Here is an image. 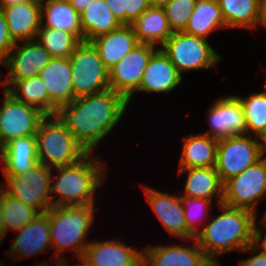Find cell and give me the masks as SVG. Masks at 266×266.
Returning <instances> with one entry per match:
<instances>
[{"instance_id":"obj_51","label":"cell","mask_w":266,"mask_h":266,"mask_svg":"<svg viewBox=\"0 0 266 266\" xmlns=\"http://www.w3.org/2000/svg\"><path fill=\"white\" fill-rule=\"evenodd\" d=\"M3 74L4 73H2V71L0 70V81H1L0 86L1 85L4 86V80L2 79V77L4 78V75Z\"/></svg>"},{"instance_id":"obj_2","label":"cell","mask_w":266,"mask_h":266,"mask_svg":"<svg viewBox=\"0 0 266 266\" xmlns=\"http://www.w3.org/2000/svg\"><path fill=\"white\" fill-rule=\"evenodd\" d=\"M221 211L208 220L194 238L206 257L216 266L217 256L226 252H241L255 242L258 216L246 209L218 205Z\"/></svg>"},{"instance_id":"obj_26","label":"cell","mask_w":266,"mask_h":266,"mask_svg":"<svg viewBox=\"0 0 266 266\" xmlns=\"http://www.w3.org/2000/svg\"><path fill=\"white\" fill-rule=\"evenodd\" d=\"M41 20V27L72 33L80 41H84L80 14L69 0H41Z\"/></svg>"},{"instance_id":"obj_43","label":"cell","mask_w":266,"mask_h":266,"mask_svg":"<svg viewBox=\"0 0 266 266\" xmlns=\"http://www.w3.org/2000/svg\"><path fill=\"white\" fill-rule=\"evenodd\" d=\"M92 1L94 0H69L79 14L84 11Z\"/></svg>"},{"instance_id":"obj_10","label":"cell","mask_w":266,"mask_h":266,"mask_svg":"<svg viewBox=\"0 0 266 266\" xmlns=\"http://www.w3.org/2000/svg\"><path fill=\"white\" fill-rule=\"evenodd\" d=\"M51 174V168L38 163L23 175L4 176L6 185L0 186L9 196L37 209L40 213H45L52 207Z\"/></svg>"},{"instance_id":"obj_8","label":"cell","mask_w":266,"mask_h":266,"mask_svg":"<svg viewBox=\"0 0 266 266\" xmlns=\"http://www.w3.org/2000/svg\"><path fill=\"white\" fill-rule=\"evenodd\" d=\"M266 195V158L223 183L222 204L246 209L258 216L259 200Z\"/></svg>"},{"instance_id":"obj_18","label":"cell","mask_w":266,"mask_h":266,"mask_svg":"<svg viewBox=\"0 0 266 266\" xmlns=\"http://www.w3.org/2000/svg\"><path fill=\"white\" fill-rule=\"evenodd\" d=\"M86 247L81 259L91 266H142V249L127 246L123 241L93 239Z\"/></svg>"},{"instance_id":"obj_14","label":"cell","mask_w":266,"mask_h":266,"mask_svg":"<svg viewBox=\"0 0 266 266\" xmlns=\"http://www.w3.org/2000/svg\"><path fill=\"white\" fill-rule=\"evenodd\" d=\"M146 200L166 231L181 240L195 237L187 230L180 195L162 192L143 184Z\"/></svg>"},{"instance_id":"obj_24","label":"cell","mask_w":266,"mask_h":266,"mask_svg":"<svg viewBox=\"0 0 266 266\" xmlns=\"http://www.w3.org/2000/svg\"><path fill=\"white\" fill-rule=\"evenodd\" d=\"M217 147L218 139L203 132L183 137L178 168L215 167Z\"/></svg>"},{"instance_id":"obj_46","label":"cell","mask_w":266,"mask_h":266,"mask_svg":"<svg viewBox=\"0 0 266 266\" xmlns=\"http://www.w3.org/2000/svg\"><path fill=\"white\" fill-rule=\"evenodd\" d=\"M172 0H149L151 6L155 7H165L167 4H169Z\"/></svg>"},{"instance_id":"obj_38","label":"cell","mask_w":266,"mask_h":266,"mask_svg":"<svg viewBox=\"0 0 266 266\" xmlns=\"http://www.w3.org/2000/svg\"><path fill=\"white\" fill-rule=\"evenodd\" d=\"M241 252H248L254 255L252 257L250 256L246 259L240 260L238 266H266V251L256 242L250 244Z\"/></svg>"},{"instance_id":"obj_41","label":"cell","mask_w":266,"mask_h":266,"mask_svg":"<svg viewBox=\"0 0 266 266\" xmlns=\"http://www.w3.org/2000/svg\"><path fill=\"white\" fill-rule=\"evenodd\" d=\"M261 225L260 227L263 226L266 227V224L265 223H262L260 220L258 221ZM259 225L257 226V223H256V236H255V242L261 247L263 248L265 251H266V233L265 235L263 236V232H262V229L259 227Z\"/></svg>"},{"instance_id":"obj_9","label":"cell","mask_w":266,"mask_h":266,"mask_svg":"<svg viewBox=\"0 0 266 266\" xmlns=\"http://www.w3.org/2000/svg\"><path fill=\"white\" fill-rule=\"evenodd\" d=\"M262 158L258 137L248 134L218 139L216 171L222 183Z\"/></svg>"},{"instance_id":"obj_34","label":"cell","mask_w":266,"mask_h":266,"mask_svg":"<svg viewBox=\"0 0 266 266\" xmlns=\"http://www.w3.org/2000/svg\"><path fill=\"white\" fill-rule=\"evenodd\" d=\"M0 199L3 206L4 227L7 232H16L24 225L33 221L40 212L24 202L9 196L0 186Z\"/></svg>"},{"instance_id":"obj_39","label":"cell","mask_w":266,"mask_h":266,"mask_svg":"<svg viewBox=\"0 0 266 266\" xmlns=\"http://www.w3.org/2000/svg\"><path fill=\"white\" fill-rule=\"evenodd\" d=\"M150 6L149 0H125L126 25H130Z\"/></svg>"},{"instance_id":"obj_44","label":"cell","mask_w":266,"mask_h":266,"mask_svg":"<svg viewBox=\"0 0 266 266\" xmlns=\"http://www.w3.org/2000/svg\"><path fill=\"white\" fill-rule=\"evenodd\" d=\"M4 219H3V206H2V200L0 199V243L4 240L6 237V230L4 227Z\"/></svg>"},{"instance_id":"obj_47","label":"cell","mask_w":266,"mask_h":266,"mask_svg":"<svg viewBox=\"0 0 266 266\" xmlns=\"http://www.w3.org/2000/svg\"><path fill=\"white\" fill-rule=\"evenodd\" d=\"M27 1H32V0H0V8Z\"/></svg>"},{"instance_id":"obj_50","label":"cell","mask_w":266,"mask_h":266,"mask_svg":"<svg viewBox=\"0 0 266 266\" xmlns=\"http://www.w3.org/2000/svg\"><path fill=\"white\" fill-rule=\"evenodd\" d=\"M79 259V263H75V265L73 264L72 266H91L90 264L86 263L83 259L78 258Z\"/></svg>"},{"instance_id":"obj_3","label":"cell","mask_w":266,"mask_h":266,"mask_svg":"<svg viewBox=\"0 0 266 266\" xmlns=\"http://www.w3.org/2000/svg\"><path fill=\"white\" fill-rule=\"evenodd\" d=\"M96 157V155L93 156L92 153H89L76 164L52 169V207L95 205L94 196L96 194L94 193L104 184V177L107 174L105 163Z\"/></svg>"},{"instance_id":"obj_11","label":"cell","mask_w":266,"mask_h":266,"mask_svg":"<svg viewBox=\"0 0 266 266\" xmlns=\"http://www.w3.org/2000/svg\"><path fill=\"white\" fill-rule=\"evenodd\" d=\"M0 107V149L18 137L35 135L46 115L39 109L16 100L4 90Z\"/></svg>"},{"instance_id":"obj_33","label":"cell","mask_w":266,"mask_h":266,"mask_svg":"<svg viewBox=\"0 0 266 266\" xmlns=\"http://www.w3.org/2000/svg\"><path fill=\"white\" fill-rule=\"evenodd\" d=\"M266 83L263 92L248 97L236 96L243 108L246 134L258 137L266 130Z\"/></svg>"},{"instance_id":"obj_15","label":"cell","mask_w":266,"mask_h":266,"mask_svg":"<svg viewBox=\"0 0 266 266\" xmlns=\"http://www.w3.org/2000/svg\"><path fill=\"white\" fill-rule=\"evenodd\" d=\"M72 66L69 58H52L40 71L39 76L48 91V116L58 111L74 99L72 87Z\"/></svg>"},{"instance_id":"obj_30","label":"cell","mask_w":266,"mask_h":266,"mask_svg":"<svg viewBox=\"0 0 266 266\" xmlns=\"http://www.w3.org/2000/svg\"><path fill=\"white\" fill-rule=\"evenodd\" d=\"M226 28H257L260 0H217Z\"/></svg>"},{"instance_id":"obj_27","label":"cell","mask_w":266,"mask_h":266,"mask_svg":"<svg viewBox=\"0 0 266 266\" xmlns=\"http://www.w3.org/2000/svg\"><path fill=\"white\" fill-rule=\"evenodd\" d=\"M130 25L139 43L162 46L173 34L161 7L150 6Z\"/></svg>"},{"instance_id":"obj_49","label":"cell","mask_w":266,"mask_h":266,"mask_svg":"<svg viewBox=\"0 0 266 266\" xmlns=\"http://www.w3.org/2000/svg\"><path fill=\"white\" fill-rule=\"evenodd\" d=\"M56 260H50V262L49 261H42L40 264L39 263H37V264H35V265H32V266H51L52 264H53V262H55ZM50 263V264H49Z\"/></svg>"},{"instance_id":"obj_42","label":"cell","mask_w":266,"mask_h":266,"mask_svg":"<svg viewBox=\"0 0 266 266\" xmlns=\"http://www.w3.org/2000/svg\"><path fill=\"white\" fill-rule=\"evenodd\" d=\"M259 25L266 28V0H260L259 2V17L257 28Z\"/></svg>"},{"instance_id":"obj_31","label":"cell","mask_w":266,"mask_h":266,"mask_svg":"<svg viewBox=\"0 0 266 266\" xmlns=\"http://www.w3.org/2000/svg\"><path fill=\"white\" fill-rule=\"evenodd\" d=\"M7 92L16 100L33 106L48 116V91L40 76L16 81Z\"/></svg>"},{"instance_id":"obj_6","label":"cell","mask_w":266,"mask_h":266,"mask_svg":"<svg viewBox=\"0 0 266 266\" xmlns=\"http://www.w3.org/2000/svg\"><path fill=\"white\" fill-rule=\"evenodd\" d=\"M160 49L181 75L190 70L215 68L222 61L208 39L184 32H173Z\"/></svg>"},{"instance_id":"obj_1","label":"cell","mask_w":266,"mask_h":266,"mask_svg":"<svg viewBox=\"0 0 266 266\" xmlns=\"http://www.w3.org/2000/svg\"><path fill=\"white\" fill-rule=\"evenodd\" d=\"M128 105L122 95L108 89L75 98L57 115L86 151L96 154L94 149L118 125Z\"/></svg>"},{"instance_id":"obj_12","label":"cell","mask_w":266,"mask_h":266,"mask_svg":"<svg viewBox=\"0 0 266 266\" xmlns=\"http://www.w3.org/2000/svg\"><path fill=\"white\" fill-rule=\"evenodd\" d=\"M152 44L139 43L109 70V86L122 95L128 104L139 89L151 55L156 51Z\"/></svg>"},{"instance_id":"obj_40","label":"cell","mask_w":266,"mask_h":266,"mask_svg":"<svg viewBox=\"0 0 266 266\" xmlns=\"http://www.w3.org/2000/svg\"><path fill=\"white\" fill-rule=\"evenodd\" d=\"M105 2L117 20L126 25L125 0H105Z\"/></svg>"},{"instance_id":"obj_36","label":"cell","mask_w":266,"mask_h":266,"mask_svg":"<svg viewBox=\"0 0 266 266\" xmlns=\"http://www.w3.org/2000/svg\"><path fill=\"white\" fill-rule=\"evenodd\" d=\"M196 0H172L164 8L172 32H183L188 24Z\"/></svg>"},{"instance_id":"obj_45","label":"cell","mask_w":266,"mask_h":266,"mask_svg":"<svg viewBox=\"0 0 266 266\" xmlns=\"http://www.w3.org/2000/svg\"><path fill=\"white\" fill-rule=\"evenodd\" d=\"M262 157L266 158V130L258 136Z\"/></svg>"},{"instance_id":"obj_22","label":"cell","mask_w":266,"mask_h":266,"mask_svg":"<svg viewBox=\"0 0 266 266\" xmlns=\"http://www.w3.org/2000/svg\"><path fill=\"white\" fill-rule=\"evenodd\" d=\"M0 161L3 176H20L30 171L39 163L36 135L12 139L0 149Z\"/></svg>"},{"instance_id":"obj_21","label":"cell","mask_w":266,"mask_h":266,"mask_svg":"<svg viewBox=\"0 0 266 266\" xmlns=\"http://www.w3.org/2000/svg\"><path fill=\"white\" fill-rule=\"evenodd\" d=\"M181 75L170 59L159 48L150 57L142 76L139 89L135 93L169 94L182 82Z\"/></svg>"},{"instance_id":"obj_5","label":"cell","mask_w":266,"mask_h":266,"mask_svg":"<svg viewBox=\"0 0 266 266\" xmlns=\"http://www.w3.org/2000/svg\"><path fill=\"white\" fill-rule=\"evenodd\" d=\"M35 135L38 161L48 168L76 164L89 154L58 115L46 116Z\"/></svg>"},{"instance_id":"obj_35","label":"cell","mask_w":266,"mask_h":266,"mask_svg":"<svg viewBox=\"0 0 266 266\" xmlns=\"http://www.w3.org/2000/svg\"><path fill=\"white\" fill-rule=\"evenodd\" d=\"M180 200L184 209L186 228L194 237H196V235L203 228V225H205L203 223H206L210 218L208 211H210V209L213 207V201L208 199L187 197L184 195H180ZM201 221L205 222L201 223ZM200 223L202 225H200Z\"/></svg>"},{"instance_id":"obj_17","label":"cell","mask_w":266,"mask_h":266,"mask_svg":"<svg viewBox=\"0 0 266 266\" xmlns=\"http://www.w3.org/2000/svg\"><path fill=\"white\" fill-rule=\"evenodd\" d=\"M191 246L169 244L142 248V266H215L195 239Z\"/></svg>"},{"instance_id":"obj_32","label":"cell","mask_w":266,"mask_h":266,"mask_svg":"<svg viewBox=\"0 0 266 266\" xmlns=\"http://www.w3.org/2000/svg\"><path fill=\"white\" fill-rule=\"evenodd\" d=\"M36 40L52 58H70L81 42L74 34L62 30L40 27Z\"/></svg>"},{"instance_id":"obj_52","label":"cell","mask_w":266,"mask_h":266,"mask_svg":"<svg viewBox=\"0 0 266 266\" xmlns=\"http://www.w3.org/2000/svg\"><path fill=\"white\" fill-rule=\"evenodd\" d=\"M262 223H265L266 224V210H265V213L264 215L262 216V219H259Z\"/></svg>"},{"instance_id":"obj_37","label":"cell","mask_w":266,"mask_h":266,"mask_svg":"<svg viewBox=\"0 0 266 266\" xmlns=\"http://www.w3.org/2000/svg\"><path fill=\"white\" fill-rule=\"evenodd\" d=\"M15 42L11 38L8 28L7 22L5 20L4 14L0 9V64L3 66V62L7 58V55L14 47Z\"/></svg>"},{"instance_id":"obj_13","label":"cell","mask_w":266,"mask_h":266,"mask_svg":"<svg viewBox=\"0 0 266 266\" xmlns=\"http://www.w3.org/2000/svg\"><path fill=\"white\" fill-rule=\"evenodd\" d=\"M51 59V55L36 39L16 42L3 62L8 69L3 90L7 91L16 81L39 76Z\"/></svg>"},{"instance_id":"obj_48","label":"cell","mask_w":266,"mask_h":266,"mask_svg":"<svg viewBox=\"0 0 266 266\" xmlns=\"http://www.w3.org/2000/svg\"><path fill=\"white\" fill-rule=\"evenodd\" d=\"M55 265L53 264V266H69L67 263H66V260L65 259H58L56 260V262H54ZM52 266V265H51ZM72 266V265H71Z\"/></svg>"},{"instance_id":"obj_25","label":"cell","mask_w":266,"mask_h":266,"mask_svg":"<svg viewBox=\"0 0 266 266\" xmlns=\"http://www.w3.org/2000/svg\"><path fill=\"white\" fill-rule=\"evenodd\" d=\"M180 175L187 173V179L184 184L183 193L187 197L208 199L214 201L218 199V205L222 204L223 183L215 167H198L179 169Z\"/></svg>"},{"instance_id":"obj_29","label":"cell","mask_w":266,"mask_h":266,"mask_svg":"<svg viewBox=\"0 0 266 266\" xmlns=\"http://www.w3.org/2000/svg\"><path fill=\"white\" fill-rule=\"evenodd\" d=\"M225 28L217 0H196L194 10L188 24L183 31L186 34L207 39L214 30Z\"/></svg>"},{"instance_id":"obj_7","label":"cell","mask_w":266,"mask_h":266,"mask_svg":"<svg viewBox=\"0 0 266 266\" xmlns=\"http://www.w3.org/2000/svg\"><path fill=\"white\" fill-rule=\"evenodd\" d=\"M69 59L75 98L110 89L109 70L91 42L81 41Z\"/></svg>"},{"instance_id":"obj_19","label":"cell","mask_w":266,"mask_h":266,"mask_svg":"<svg viewBox=\"0 0 266 266\" xmlns=\"http://www.w3.org/2000/svg\"><path fill=\"white\" fill-rule=\"evenodd\" d=\"M18 233L7 253L12 260H22L48 252L51 245L48 214L40 213L33 221L16 231Z\"/></svg>"},{"instance_id":"obj_16","label":"cell","mask_w":266,"mask_h":266,"mask_svg":"<svg viewBox=\"0 0 266 266\" xmlns=\"http://www.w3.org/2000/svg\"><path fill=\"white\" fill-rule=\"evenodd\" d=\"M208 109L206 119L210 129L204 134L217 139L246 134L243 108L236 95L222 96Z\"/></svg>"},{"instance_id":"obj_28","label":"cell","mask_w":266,"mask_h":266,"mask_svg":"<svg viewBox=\"0 0 266 266\" xmlns=\"http://www.w3.org/2000/svg\"><path fill=\"white\" fill-rule=\"evenodd\" d=\"M80 23L84 41L87 42L107 34L122 25L113 15L105 0L92 1L80 13Z\"/></svg>"},{"instance_id":"obj_23","label":"cell","mask_w":266,"mask_h":266,"mask_svg":"<svg viewBox=\"0 0 266 266\" xmlns=\"http://www.w3.org/2000/svg\"><path fill=\"white\" fill-rule=\"evenodd\" d=\"M90 42L97 49L103 64L108 70L139 44L131 25H121Z\"/></svg>"},{"instance_id":"obj_4","label":"cell","mask_w":266,"mask_h":266,"mask_svg":"<svg viewBox=\"0 0 266 266\" xmlns=\"http://www.w3.org/2000/svg\"><path fill=\"white\" fill-rule=\"evenodd\" d=\"M94 205L56 206L46 211L50 221L51 245L54 260L65 259L62 252L73 250L81 258L85 247L91 242L87 235L92 228L95 216Z\"/></svg>"},{"instance_id":"obj_20","label":"cell","mask_w":266,"mask_h":266,"mask_svg":"<svg viewBox=\"0 0 266 266\" xmlns=\"http://www.w3.org/2000/svg\"><path fill=\"white\" fill-rule=\"evenodd\" d=\"M13 41L35 40L41 27V0L1 7Z\"/></svg>"}]
</instances>
